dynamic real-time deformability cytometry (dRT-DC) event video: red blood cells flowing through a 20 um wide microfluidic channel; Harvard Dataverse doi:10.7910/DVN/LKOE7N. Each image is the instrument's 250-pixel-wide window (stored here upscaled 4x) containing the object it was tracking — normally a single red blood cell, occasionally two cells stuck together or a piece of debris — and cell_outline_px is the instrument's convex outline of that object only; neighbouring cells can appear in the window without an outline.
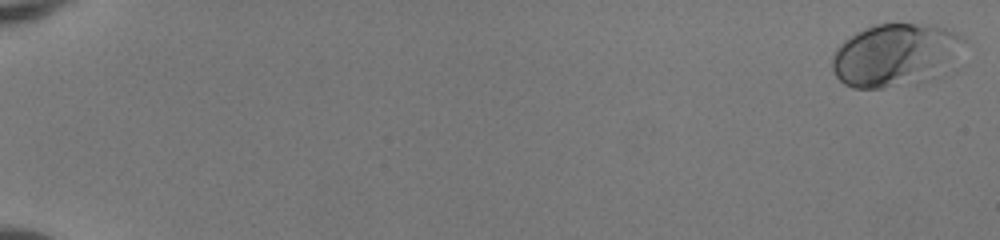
{"species": "human", "species_latin": "Homo sapiens", "temperature_condition": "room temperature", "stored_images_in_passage": 52, "camera_frame_rate_fps": 3000, "um_per_image_px": 0.085, "donor": {"sex": "female"}, "frame": {"image": 1, "passage_image": 1, "time_ms": 0.0, "image_size_px": [1000, 240], "cell_outline_px": [[964, 40], [948, 72], [944, 76], [920, 84], [880, 88], [852, 88], [844, 84], [836, 76], [832, 68], [832, 56], [836, 48], [844, 40], [856, 32], [864, 28], [876, 24], [936, 24], [956, 32], [964, 36]], "centroid_in_image_um": [76.14, 4.7], "position_along_channel_um": 8.9, "area_um2": 49.25}}
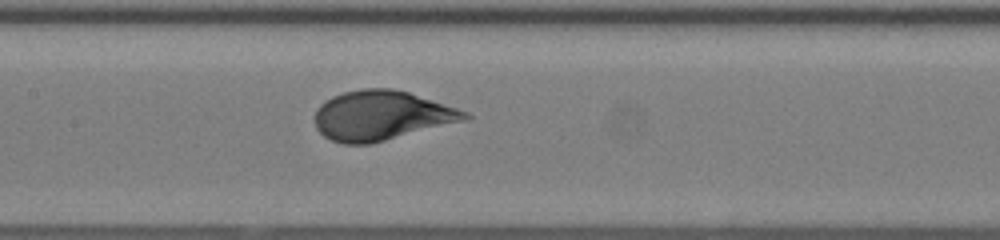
{"frame": {"image": 2, "passage_image": 28, "time_ms": 9.0, "image_size_px": [1000, 240], "cell_outline_px": [[472, 116], [468, 120], [372, 144], [344, 144], [332, 140], [324, 136], [316, 128], [316, 108], [320, 104], [332, 96], [344, 92], [360, 88], [392, 88], [408, 92], [468, 112]], "centroid_in_image_um": [32.43, 9.83], "position_along_channel_um": 175.0, "area_um2": 43.47}}
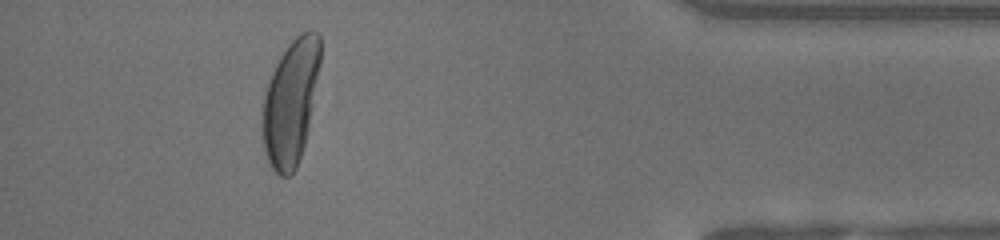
{"frame": {"image": 3, "passage_image": 48, "time_ms": 15.667, "image_size_px": [1000, 240], "cell_outline_px": [[320, 64], [308, 132], [296, 168], [288, 176], [280, 176], [272, 168], [268, 160], [264, 148], [264, 96], [272, 72], [280, 56], [288, 44], [300, 32], [316, 32], [320, 36]], "centroid_in_image_um": [24.73, 8.67], "position_along_channel_um": 410.5, "area_um2": 41.33}, "authors_computed_cell_mechanics": {"area_um2": 43.9569, "velocity_mm_per_s": 4.0669, "shape_relaxation_time_tau1_ms": 3.4427, "shape_relaxation_time_tau2_ms": null, "deformation_change_tau1": 0.2025, "deformation_change_tau2": null}}